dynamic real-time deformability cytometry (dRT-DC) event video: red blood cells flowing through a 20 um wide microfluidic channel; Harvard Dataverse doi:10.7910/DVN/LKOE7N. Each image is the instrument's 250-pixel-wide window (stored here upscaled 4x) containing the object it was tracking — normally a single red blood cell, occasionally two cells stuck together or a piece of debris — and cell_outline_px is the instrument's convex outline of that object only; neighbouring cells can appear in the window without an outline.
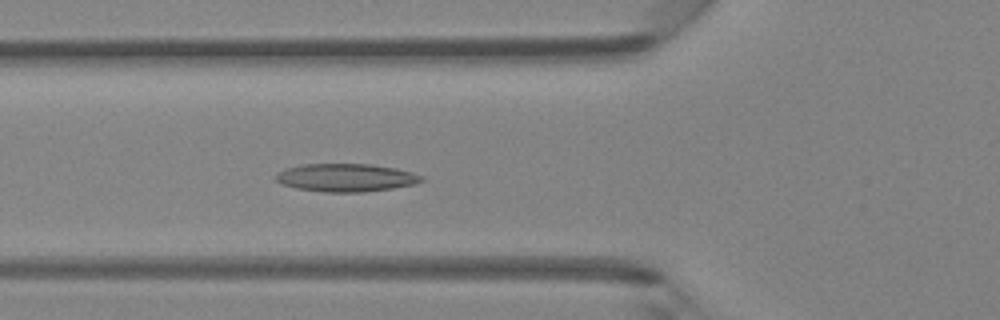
{"species": "Egyptian fruit bat (a non-hibernating species)", "species_latin": "Rousettus aegyptiacus", "temperature_condition": "room temperature", "stored_images_in_passage": 42, "camera_frame_rate_fps": 3000, "um_per_image_px": 0.085, "animal": {"sex": "female"}, "frame": {"image": 1, "passage_image": 12, "time_ms": 3.667, "image_size_px": [1000, 320], "cell_outline_px": [[424, 180], [416, 184], [392, 188], [364, 192], [324, 192], [296, 188], [280, 184], [276, 180], [276, 172], [288, 168], [304, 164], [368, 164], [396, 168], [412, 172], [424, 176]], "centroid_in_image_um": [29.42, 15.1], "position_along_channel_um": 96.4, "area_um2": 23.81}}
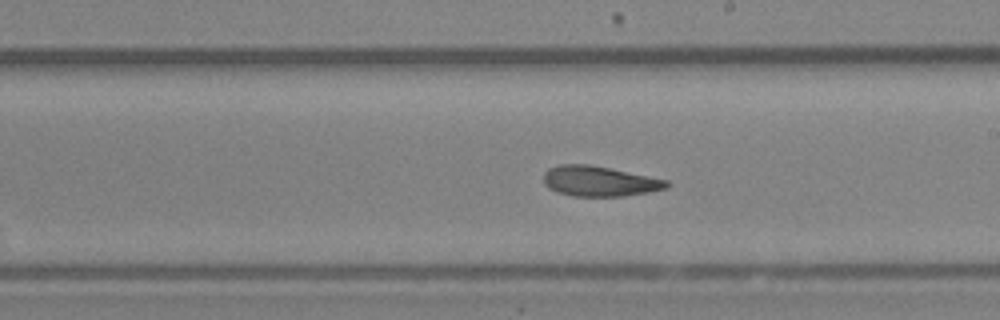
{"frame": {"image": 2, "passage_image": 22, "time_ms": 7.0, "image_size_px": [1000, 320], "cell_outline_px": [[668, 188], [648, 192], [624, 196], [572, 196], [556, 192], [548, 188], [544, 184], [544, 172], [548, 168], [560, 164], [588, 164], [668, 180]], "centroid_in_image_um": [50.9, 15.41], "position_along_channel_um": 238.1, "area_um2": 21.62}}
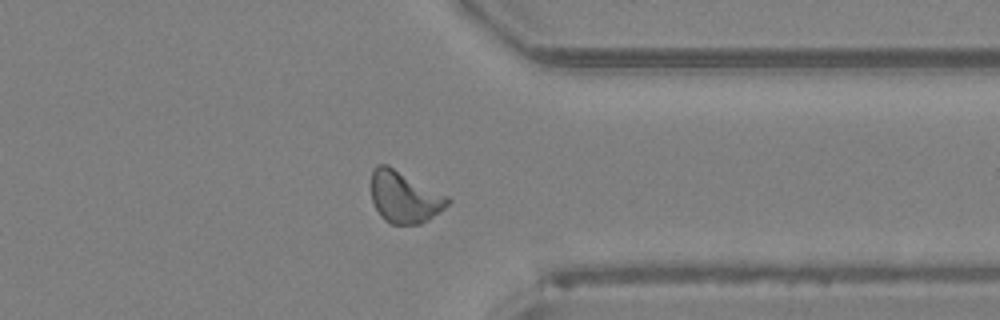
{"frame": {"image": 3, "passage_image": 32, "time_ms": 10.333, "image_size_px": [1000, 320], "cell_outline_px": [[452, 200], [444, 208], [428, 220], [420, 224], [392, 224], [384, 220], [380, 216], [372, 200], [372, 168], [376, 164], [388, 164], [448, 196]], "centroid_in_image_um": [34.37, 16.73], "position_along_channel_um": 377.0, "area_um2": 23.06}, "authors_computed_cell_mechanics": {"area_um2": 22.253, "velocity_mm_per_s": 4.2684, "shape_relaxation_time_tau1_ms": 9.6797, "shape_relaxation_time_tau2_ms": 2.9109, "deformation_change_tau1": 0.2141, "deformation_change_tau2": 0.1064}}